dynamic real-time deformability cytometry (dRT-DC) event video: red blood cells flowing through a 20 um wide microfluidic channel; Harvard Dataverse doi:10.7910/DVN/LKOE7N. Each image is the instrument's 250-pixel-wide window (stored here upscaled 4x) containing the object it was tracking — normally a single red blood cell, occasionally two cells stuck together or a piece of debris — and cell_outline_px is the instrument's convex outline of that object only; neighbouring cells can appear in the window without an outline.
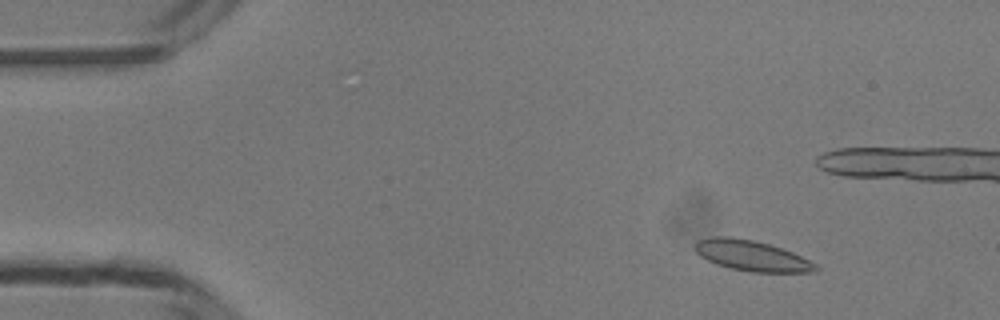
{"species": "common noctule bat (a hibernating species)", "species_latin": "Nyctalus noctula", "temperature_condition": "room temperature", "stored_images_in_passage": 50, "camera_frame_rate_fps": 3000, "um_per_image_px": 0.085, "animal": {"sex": "male", "body_mass_g": 13.3}, "frame": {"image": 1, "passage_image": 6, "time_ms": 1.667, "image_size_px": [1000, 320], "cell_outline_px": [[820, 268], [812, 272], [752, 272], [728, 268], [716, 264], [700, 256], [696, 252], [692, 244], [696, 240], [708, 236], [728, 236], [752, 240], [768, 244], [792, 252], [816, 264]], "centroid_in_image_um": [63.81, 21.72], "position_along_channel_um": 21.2, "area_um2": 21.56}}
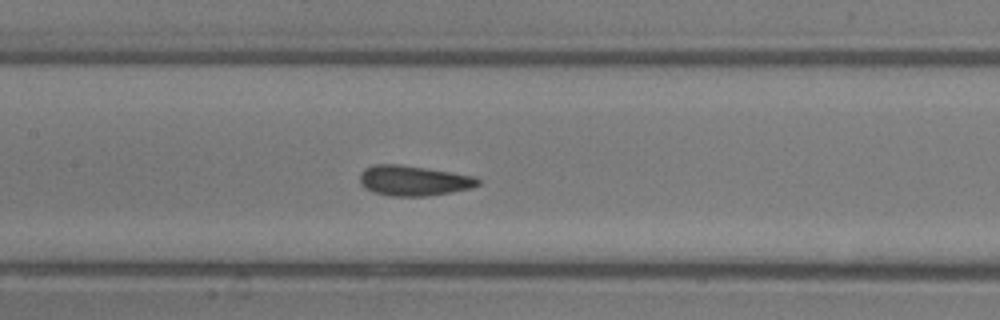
{"frame": {"image": 2, "passage_image": 23, "time_ms": 7.333, "image_size_px": [1000, 320], "cell_outline_px": [[480, 184], [472, 188], [452, 192], [428, 196], [392, 196], [372, 192], [364, 188], [360, 184], [360, 172], [364, 168], [372, 164], [400, 164], [452, 172], [476, 176], [480, 180]], "centroid_in_image_um": [35.14, 15.35], "position_along_channel_um": 172.3, "area_um2": 21.1}}
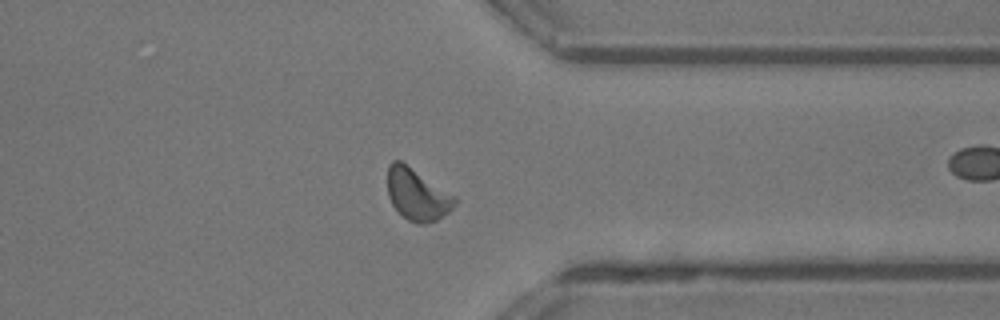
{"frame": {"image": 3, "passage_image": 38, "time_ms": 12.333, "image_size_px": [1000, 320], "cell_outline_px": [[456, 204], [448, 212], [436, 220], [424, 224], [416, 224], [408, 220], [392, 204], [388, 196], [388, 164], [392, 160], [400, 160], [456, 196]], "centroid_in_image_um": [35.46, 16.53], "position_along_channel_um": 375.9, "area_um2": 20.11}}